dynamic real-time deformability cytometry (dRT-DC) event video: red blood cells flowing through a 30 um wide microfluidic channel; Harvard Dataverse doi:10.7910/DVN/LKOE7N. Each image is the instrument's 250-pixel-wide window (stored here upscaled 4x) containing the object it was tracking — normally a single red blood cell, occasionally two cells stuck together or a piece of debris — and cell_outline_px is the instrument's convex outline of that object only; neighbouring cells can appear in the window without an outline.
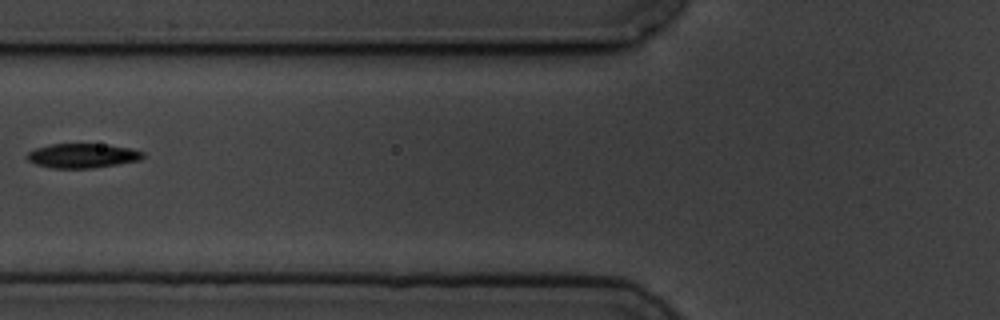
{"species": "common noctule bat (a hibernating species)", "species_latin": "Nyctalus noctula", "temperature_condition": "cold", "stored_images_in_passage": 7, "camera_frame_rate_fps": 3000, "um_per_image_px": 0.085, "animal": {"sex": "male", "body_mass_g": 19.5, "forearm_length_mm": 54.6}, "frame": {"image": 1, "passage_image": 7, "time_ms": 6.667, "image_size_px": [1000, 320], "cell_outline_px": [[144, 156], [140, 160], [92, 168], [52, 168], [36, 164], [28, 160], [24, 156], [28, 152], [36, 148], [48, 144], [108, 144], [132, 148], [144, 152]], "centroid_in_image_um": [7.0, 13.22], "position_along_channel_um": 118.8, "area_um2": 16.59}}